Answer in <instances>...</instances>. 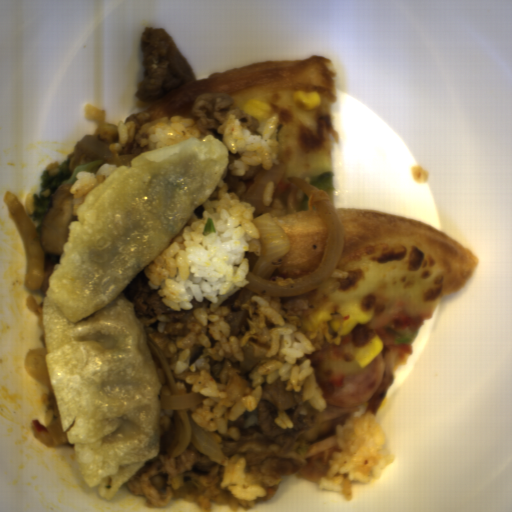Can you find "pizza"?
<instances>
[{
  "label": "pizza",
  "instance_id": "dd6c1bee",
  "mask_svg": "<svg viewBox=\"0 0 512 512\" xmlns=\"http://www.w3.org/2000/svg\"><path fill=\"white\" fill-rule=\"evenodd\" d=\"M343 227V248L335 270L318 287L297 296L307 302L302 330L316 349L311 363L325 397L344 387L346 377L363 371L355 358L364 346L353 344L352 330L340 335V310L357 304L371 321L363 324L368 342L380 336L383 377L394 374L414 351V344H394L400 330L393 317L405 313L432 316L442 297L470 280L480 259L458 241L432 226L391 213L361 207H337ZM325 309L332 318L314 323L313 314Z\"/></svg>",
  "mask_w": 512,
  "mask_h": 512
},
{
  "label": "pizza",
  "instance_id": "d2c48207",
  "mask_svg": "<svg viewBox=\"0 0 512 512\" xmlns=\"http://www.w3.org/2000/svg\"><path fill=\"white\" fill-rule=\"evenodd\" d=\"M300 89L318 92L321 103L315 110L307 111L295 102L293 94ZM203 94H228L241 111L248 101L261 100L279 115V157L287 169L276 183L272 202L255 210L254 219L269 213L290 244L269 281L282 287L295 284L297 278L311 275L319 266L328 231L313 195H309L306 209H301L305 192L287 179L298 177L311 183L325 171H332V151L339 141L333 125L338 99L333 62L321 55L305 60L256 62L212 73L205 79L194 78L142 112L151 113L150 121L173 116L193 118L192 106Z\"/></svg>",
  "mask_w": 512,
  "mask_h": 512
}]
</instances>
